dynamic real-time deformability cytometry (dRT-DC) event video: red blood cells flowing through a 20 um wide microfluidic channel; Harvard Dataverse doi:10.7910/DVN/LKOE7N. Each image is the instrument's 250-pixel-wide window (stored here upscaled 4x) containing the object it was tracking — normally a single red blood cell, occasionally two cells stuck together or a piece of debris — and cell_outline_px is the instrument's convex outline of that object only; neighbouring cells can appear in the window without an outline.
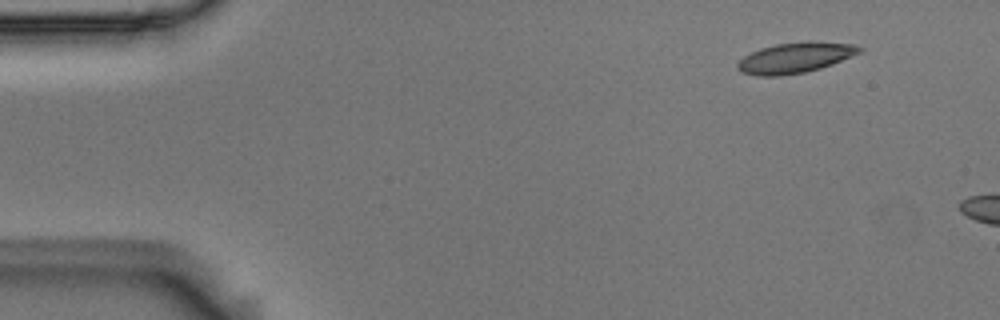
{"species": "Egyptian fruit bat (a non-hibernating species)", "species_latin": "Rousettus aegyptiacus", "temperature_condition": "room temperature", "stored_images_in_passage": 3, "camera_frame_rate_fps": 3000, "um_per_image_px": 0.085, "animal": {"sex": "male"}, "frame": {"image": 1, "passage_image": 1, "time_ms": 0.0, "image_size_px": [1000, 320], "cell_outline_px": [[864, 48], [860, 52], [832, 64], [820, 68], [804, 72], [780, 76], [756, 76], [740, 72], [736, 68], [736, 64], [744, 56], [760, 48], [776, 44], [808, 40], [856, 44]], "centroid_in_image_um": [67.58, 4.9], "position_along_channel_um": 17.4, "area_um2": 21.85}}